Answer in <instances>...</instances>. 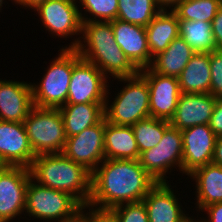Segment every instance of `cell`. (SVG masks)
<instances>
[{"instance_id": "cell-13", "label": "cell", "mask_w": 222, "mask_h": 222, "mask_svg": "<svg viewBox=\"0 0 222 222\" xmlns=\"http://www.w3.org/2000/svg\"><path fill=\"white\" fill-rule=\"evenodd\" d=\"M182 171L189 176L194 170L212 163L217 136L209 124L183 129Z\"/></svg>"}, {"instance_id": "cell-8", "label": "cell", "mask_w": 222, "mask_h": 222, "mask_svg": "<svg viewBox=\"0 0 222 222\" xmlns=\"http://www.w3.org/2000/svg\"><path fill=\"white\" fill-rule=\"evenodd\" d=\"M106 79L96 65L81 58L73 48V70L66 104L108 103Z\"/></svg>"}, {"instance_id": "cell-25", "label": "cell", "mask_w": 222, "mask_h": 222, "mask_svg": "<svg viewBox=\"0 0 222 222\" xmlns=\"http://www.w3.org/2000/svg\"><path fill=\"white\" fill-rule=\"evenodd\" d=\"M196 181L199 210L222 202V166L209 163L189 174Z\"/></svg>"}, {"instance_id": "cell-32", "label": "cell", "mask_w": 222, "mask_h": 222, "mask_svg": "<svg viewBox=\"0 0 222 222\" xmlns=\"http://www.w3.org/2000/svg\"><path fill=\"white\" fill-rule=\"evenodd\" d=\"M211 85L210 94L222 98V50L210 52Z\"/></svg>"}, {"instance_id": "cell-4", "label": "cell", "mask_w": 222, "mask_h": 222, "mask_svg": "<svg viewBox=\"0 0 222 222\" xmlns=\"http://www.w3.org/2000/svg\"><path fill=\"white\" fill-rule=\"evenodd\" d=\"M119 80L127 81L129 84L117 94L110 107L105 103L106 121L115 125L132 126L150 117L149 88L146 79L138 72L132 77L119 78Z\"/></svg>"}, {"instance_id": "cell-21", "label": "cell", "mask_w": 222, "mask_h": 222, "mask_svg": "<svg viewBox=\"0 0 222 222\" xmlns=\"http://www.w3.org/2000/svg\"><path fill=\"white\" fill-rule=\"evenodd\" d=\"M195 53L191 46L178 36L165 51L153 57L149 68L156 73L178 78Z\"/></svg>"}, {"instance_id": "cell-42", "label": "cell", "mask_w": 222, "mask_h": 222, "mask_svg": "<svg viewBox=\"0 0 222 222\" xmlns=\"http://www.w3.org/2000/svg\"><path fill=\"white\" fill-rule=\"evenodd\" d=\"M184 222H197V221H193V219H191L190 217H188Z\"/></svg>"}, {"instance_id": "cell-38", "label": "cell", "mask_w": 222, "mask_h": 222, "mask_svg": "<svg viewBox=\"0 0 222 222\" xmlns=\"http://www.w3.org/2000/svg\"><path fill=\"white\" fill-rule=\"evenodd\" d=\"M47 0H14V2L23 5L25 7L37 8L40 4Z\"/></svg>"}, {"instance_id": "cell-5", "label": "cell", "mask_w": 222, "mask_h": 222, "mask_svg": "<svg viewBox=\"0 0 222 222\" xmlns=\"http://www.w3.org/2000/svg\"><path fill=\"white\" fill-rule=\"evenodd\" d=\"M23 123L35 156L62 153L67 137L59 109L34 106Z\"/></svg>"}, {"instance_id": "cell-2", "label": "cell", "mask_w": 222, "mask_h": 222, "mask_svg": "<svg viewBox=\"0 0 222 222\" xmlns=\"http://www.w3.org/2000/svg\"><path fill=\"white\" fill-rule=\"evenodd\" d=\"M81 19L87 48L78 39L66 48H75L81 58L96 65L105 77L108 72L115 79L132 77L139 72L116 43L111 22L93 21L94 18L84 16Z\"/></svg>"}, {"instance_id": "cell-31", "label": "cell", "mask_w": 222, "mask_h": 222, "mask_svg": "<svg viewBox=\"0 0 222 222\" xmlns=\"http://www.w3.org/2000/svg\"><path fill=\"white\" fill-rule=\"evenodd\" d=\"M110 211L119 222H149L143 201L121 204Z\"/></svg>"}, {"instance_id": "cell-9", "label": "cell", "mask_w": 222, "mask_h": 222, "mask_svg": "<svg viewBox=\"0 0 222 222\" xmlns=\"http://www.w3.org/2000/svg\"><path fill=\"white\" fill-rule=\"evenodd\" d=\"M183 140L181 130L171 124L154 148L140 153L141 166L158 182H166L164 175L174 164L182 171Z\"/></svg>"}, {"instance_id": "cell-17", "label": "cell", "mask_w": 222, "mask_h": 222, "mask_svg": "<svg viewBox=\"0 0 222 222\" xmlns=\"http://www.w3.org/2000/svg\"><path fill=\"white\" fill-rule=\"evenodd\" d=\"M217 98L210 93H181L170 124L179 130L210 124Z\"/></svg>"}, {"instance_id": "cell-1", "label": "cell", "mask_w": 222, "mask_h": 222, "mask_svg": "<svg viewBox=\"0 0 222 222\" xmlns=\"http://www.w3.org/2000/svg\"><path fill=\"white\" fill-rule=\"evenodd\" d=\"M99 166L92 172L87 208L111 210L123 203L142 201L157 184L138 159H105Z\"/></svg>"}, {"instance_id": "cell-18", "label": "cell", "mask_w": 222, "mask_h": 222, "mask_svg": "<svg viewBox=\"0 0 222 222\" xmlns=\"http://www.w3.org/2000/svg\"><path fill=\"white\" fill-rule=\"evenodd\" d=\"M33 107L32 84L0 80V121L23 123Z\"/></svg>"}, {"instance_id": "cell-30", "label": "cell", "mask_w": 222, "mask_h": 222, "mask_svg": "<svg viewBox=\"0 0 222 222\" xmlns=\"http://www.w3.org/2000/svg\"><path fill=\"white\" fill-rule=\"evenodd\" d=\"M85 11L95 18L93 21L111 22L117 19L118 0H80ZM101 18V20L96 19Z\"/></svg>"}, {"instance_id": "cell-15", "label": "cell", "mask_w": 222, "mask_h": 222, "mask_svg": "<svg viewBox=\"0 0 222 222\" xmlns=\"http://www.w3.org/2000/svg\"><path fill=\"white\" fill-rule=\"evenodd\" d=\"M35 157L24 123L0 121V159L5 166L30 168Z\"/></svg>"}, {"instance_id": "cell-41", "label": "cell", "mask_w": 222, "mask_h": 222, "mask_svg": "<svg viewBox=\"0 0 222 222\" xmlns=\"http://www.w3.org/2000/svg\"><path fill=\"white\" fill-rule=\"evenodd\" d=\"M5 167V164L0 159V170H2Z\"/></svg>"}, {"instance_id": "cell-28", "label": "cell", "mask_w": 222, "mask_h": 222, "mask_svg": "<svg viewBox=\"0 0 222 222\" xmlns=\"http://www.w3.org/2000/svg\"><path fill=\"white\" fill-rule=\"evenodd\" d=\"M221 5L222 0H181L171 10L178 20L212 22Z\"/></svg>"}, {"instance_id": "cell-29", "label": "cell", "mask_w": 222, "mask_h": 222, "mask_svg": "<svg viewBox=\"0 0 222 222\" xmlns=\"http://www.w3.org/2000/svg\"><path fill=\"white\" fill-rule=\"evenodd\" d=\"M169 125L170 121L154 117H148L132 125L139 154L157 146Z\"/></svg>"}, {"instance_id": "cell-20", "label": "cell", "mask_w": 222, "mask_h": 222, "mask_svg": "<svg viewBox=\"0 0 222 222\" xmlns=\"http://www.w3.org/2000/svg\"><path fill=\"white\" fill-rule=\"evenodd\" d=\"M104 154L105 159L137 160L140 154L132 127L105 119Z\"/></svg>"}, {"instance_id": "cell-6", "label": "cell", "mask_w": 222, "mask_h": 222, "mask_svg": "<svg viewBox=\"0 0 222 222\" xmlns=\"http://www.w3.org/2000/svg\"><path fill=\"white\" fill-rule=\"evenodd\" d=\"M32 180L30 178L25 200V210L31 216L63 222L82 211L83 206L70 194L36 184Z\"/></svg>"}, {"instance_id": "cell-24", "label": "cell", "mask_w": 222, "mask_h": 222, "mask_svg": "<svg viewBox=\"0 0 222 222\" xmlns=\"http://www.w3.org/2000/svg\"><path fill=\"white\" fill-rule=\"evenodd\" d=\"M146 34L151 57L166 50L169 44L179 36V20L171 10H161L146 26Z\"/></svg>"}, {"instance_id": "cell-10", "label": "cell", "mask_w": 222, "mask_h": 222, "mask_svg": "<svg viewBox=\"0 0 222 222\" xmlns=\"http://www.w3.org/2000/svg\"><path fill=\"white\" fill-rule=\"evenodd\" d=\"M105 118L81 133L67 137L62 153L91 173L105 160Z\"/></svg>"}, {"instance_id": "cell-7", "label": "cell", "mask_w": 222, "mask_h": 222, "mask_svg": "<svg viewBox=\"0 0 222 222\" xmlns=\"http://www.w3.org/2000/svg\"><path fill=\"white\" fill-rule=\"evenodd\" d=\"M40 85H32L33 104L39 108L59 109L66 104L73 70V48L61 49Z\"/></svg>"}, {"instance_id": "cell-3", "label": "cell", "mask_w": 222, "mask_h": 222, "mask_svg": "<svg viewBox=\"0 0 222 222\" xmlns=\"http://www.w3.org/2000/svg\"><path fill=\"white\" fill-rule=\"evenodd\" d=\"M29 169L38 184L70 194L83 207L88 205L92 173L63 153L37 155Z\"/></svg>"}, {"instance_id": "cell-37", "label": "cell", "mask_w": 222, "mask_h": 222, "mask_svg": "<svg viewBox=\"0 0 222 222\" xmlns=\"http://www.w3.org/2000/svg\"><path fill=\"white\" fill-rule=\"evenodd\" d=\"M212 163L222 166V137L216 138Z\"/></svg>"}, {"instance_id": "cell-36", "label": "cell", "mask_w": 222, "mask_h": 222, "mask_svg": "<svg viewBox=\"0 0 222 222\" xmlns=\"http://www.w3.org/2000/svg\"><path fill=\"white\" fill-rule=\"evenodd\" d=\"M203 210L208 212L209 219L198 222H222V202L206 206Z\"/></svg>"}, {"instance_id": "cell-23", "label": "cell", "mask_w": 222, "mask_h": 222, "mask_svg": "<svg viewBox=\"0 0 222 222\" xmlns=\"http://www.w3.org/2000/svg\"><path fill=\"white\" fill-rule=\"evenodd\" d=\"M105 103L64 104L59 108L66 137L81 133L104 117Z\"/></svg>"}, {"instance_id": "cell-27", "label": "cell", "mask_w": 222, "mask_h": 222, "mask_svg": "<svg viewBox=\"0 0 222 222\" xmlns=\"http://www.w3.org/2000/svg\"><path fill=\"white\" fill-rule=\"evenodd\" d=\"M118 3L117 19L143 27L162 10L155 0H118Z\"/></svg>"}, {"instance_id": "cell-19", "label": "cell", "mask_w": 222, "mask_h": 222, "mask_svg": "<svg viewBox=\"0 0 222 222\" xmlns=\"http://www.w3.org/2000/svg\"><path fill=\"white\" fill-rule=\"evenodd\" d=\"M167 184L168 182H158L142 200L149 222H184L188 218Z\"/></svg>"}, {"instance_id": "cell-40", "label": "cell", "mask_w": 222, "mask_h": 222, "mask_svg": "<svg viewBox=\"0 0 222 222\" xmlns=\"http://www.w3.org/2000/svg\"><path fill=\"white\" fill-rule=\"evenodd\" d=\"M86 207L84 206L82 208V211H80L74 218H71L69 220L63 221V222H89V219L87 217V214H84L83 209Z\"/></svg>"}, {"instance_id": "cell-16", "label": "cell", "mask_w": 222, "mask_h": 222, "mask_svg": "<svg viewBox=\"0 0 222 222\" xmlns=\"http://www.w3.org/2000/svg\"><path fill=\"white\" fill-rule=\"evenodd\" d=\"M114 38L125 56L138 69L151 65L146 27L124 22L119 19L111 21Z\"/></svg>"}, {"instance_id": "cell-11", "label": "cell", "mask_w": 222, "mask_h": 222, "mask_svg": "<svg viewBox=\"0 0 222 222\" xmlns=\"http://www.w3.org/2000/svg\"><path fill=\"white\" fill-rule=\"evenodd\" d=\"M30 178L26 167L5 166L0 170V222H9L24 212Z\"/></svg>"}, {"instance_id": "cell-33", "label": "cell", "mask_w": 222, "mask_h": 222, "mask_svg": "<svg viewBox=\"0 0 222 222\" xmlns=\"http://www.w3.org/2000/svg\"><path fill=\"white\" fill-rule=\"evenodd\" d=\"M209 125L217 137H222V98H217Z\"/></svg>"}, {"instance_id": "cell-12", "label": "cell", "mask_w": 222, "mask_h": 222, "mask_svg": "<svg viewBox=\"0 0 222 222\" xmlns=\"http://www.w3.org/2000/svg\"><path fill=\"white\" fill-rule=\"evenodd\" d=\"M139 73L149 88L150 117L170 121L181 94L178 78L156 73L149 67L139 70Z\"/></svg>"}, {"instance_id": "cell-39", "label": "cell", "mask_w": 222, "mask_h": 222, "mask_svg": "<svg viewBox=\"0 0 222 222\" xmlns=\"http://www.w3.org/2000/svg\"><path fill=\"white\" fill-rule=\"evenodd\" d=\"M155 1H156L157 5L160 7V9L167 10L166 7H168V6H169V8L171 6L175 7L181 0H155Z\"/></svg>"}, {"instance_id": "cell-22", "label": "cell", "mask_w": 222, "mask_h": 222, "mask_svg": "<svg viewBox=\"0 0 222 222\" xmlns=\"http://www.w3.org/2000/svg\"><path fill=\"white\" fill-rule=\"evenodd\" d=\"M181 93H210V53L196 52L178 77Z\"/></svg>"}, {"instance_id": "cell-43", "label": "cell", "mask_w": 222, "mask_h": 222, "mask_svg": "<svg viewBox=\"0 0 222 222\" xmlns=\"http://www.w3.org/2000/svg\"><path fill=\"white\" fill-rule=\"evenodd\" d=\"M13 1H14V0H13ZM3 3H4L3 0H0V8H1V6H2Z\"/></svg>"}, {"instance_id": "cell-35", "label": "cell", "mask_w": 222, "mask_h": 222, "mask_svg": "<svg viewBox=\"0 0 222 222\" xmlns=\"http://www.w3.org/2000/svg\"><path fill=\"white\" fill-rule=\"evenodd\" d=\"M90 212L87 213L89 222H119L110 210L93 209Z\"/></svg>"}, {"instance_id": "cell-34", "label": "cell", "mask_w": 222, "mask_h": 222, "mask_svg": "<svg viewBox=\"0 0 222 222\" xmlns=\"http://www.w3.org/2000/svg\"><path fill=\"white\" fill-rule=\"evenodd\" d=\"M212 24V34L217 50H222V5L219 7Z\"/></svg>"}, {"instance_id": "cell-14", "label": "cell", "mask_w": 222, "mask_h": 222, "mask_svg": "<svg viewBox=\"0 0 222 222\" xmlns=\"http://www.w3.org/2000/svg\"><path fill=\"white\" fill-rule=\"evenodd\" d=\"M76 0H47L35 10L44 27L52 34L64 37L82 33V19ZM78 32V33H77Z\"/></svg>"}, {"instance_id": "cell-26", "label": "cell", "mask_w": 222, "mask_h": 222, "mask_svg": "<svg viewBox=\"0 0 222 222\" xmlns=\"http://www.w3.org/2000/svg\"><path fill=\"white\" fill-rule=\"evenodd\" d=\"M179 36L195 52L210 53L216 50L211 22L179 20Z\"/></svg>"}]
</instances>
